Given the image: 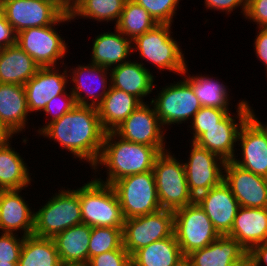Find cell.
I'll use <instances>...</instances> for the list:
<instances>
[{"label": "cell", "mask_w": 267, "mask_h": 266, "mask_svg": "<svg viewBox=\"0 0 267 266\" xmlns=\"http://www.w3.org/2000/svg\"><path fill=\"white\" fill-rule=\"evenodd\" d=\"M105 134L97 107L76 105L38 135L56 141L73 158L86 161L92 168L100 156Z\"/></svg>", "instance_id": "cell-1"}, {"label": "cell", "mask_w": 267, "mask_h": 266, "mask_svg": "<svg viewBox=\"0 0 267 266\" xmlns=\"http://www.w3.org/2000/svg\"><path fill=\"white\" fill-rule=\"evenodd\" d=\"M159 154L155 147L127 141L110 131L106 132L100 156L91 169L95 173L97 168L105 167L106 180L98 178L96 173L94 178L112 185L123 177L152 171Z\"/></svg>", "instance_id": "cell-2"}, {"label": "cell", "mask_w": 267, "mask_h": 266, "mask_svg": "<svg viewBox=\"0 0 267 266\" xmlns=\"http://www.w3.org/2000/svg\"><path fill=\"white\" fill-rule=\"evenodd\" d=\"M171 24H157L132 41V53L139 51L140 63L151 62L159 71L168 70L180 76L188 67L181 46L171 34Z\"/></svg>", "instance_id": "cell-3"}, {"label": "cell", "mask_w": 267, "mask_h": 266, "mask_svg": "<svg viewBox=\"0 0 267 266\" xmlns=\"http://www.w3.org/2000/svg\"><path fill=\"white\" fill-rule=\"evenodd\" d=\"M81 217L84 224L91 227L123 228L125 218L110 184L95 178L79 187Z\"/></svg>", "instance_id": "cell-4"}, {"label": "cell", "mask_w": 267, "mask_h": 266, "mask_svg": "<svg viewBox=\"0 0 267 266\" xmlns=\"http://www.w3.org/2000/svg\"><path fill=\"white\" fill-rule=\"evenodd\" d=\"M60 189L42 208L35 212L34 231L36 237L53 238L58 233L83 223L79 202V188Z\"/></svg>", "instance_id": "cell-5"}, {"label": "cell", "mask_w": 267, "mask_h": 266, "mask_svg": "<svg viewBox=\"0 0 267 266\" xmlns=\"http://www.w3.org/2000/svg\"><path fill=\"white\" fill-rule=\"evenodd\" d=\"M152 171L162 209L175 211L195 201L188 187L183 162L170 151L157 156Z\"/></svg>", "instance_id": "cell-6"}, {"label": "cell", "mask_w": 267, "mask_h": 266, "mask_svg": "<svg viewBox=\"0 0 267 266\" xmlns=\"http://www.w3.org/2000/svg\"><path fill=\"white\" fill-rule=\"evenodd\" d=\"M71 20L70 13L65 12L52 25L24 29L17 33V45L32 57L39 67L59 66L57 64L60 60L63 66L65 63L62 58L68 53V44L61 34H58L55 26Z\"/></svg>", "instance_id": "cell-7"}, {"label": "cell", "mask_w": 267, "mask_h": 266, "mask_svg": "<svg viewBox=\"0 0 267 266\" xmlns=\"http://www.w3.org/2000/svg\"><path fill=\"white\" fill-rule=\"evenodd\" d=\"M111 186L116 192L125 219L162 209L153 171L123 177Z\"/></svg>", "instance_id": "cell-8"}, {"label": "cell", "mask_w": 267, "mask_h": 266, "mask_svg": "<svg viewBox=\"0 0 267 266\" xmlns=\"http://www.w3.org/2000/svg\"><path fill=\"white\" fill-rule=\"evenodd\" d=\"M173 234L184 257L206 247L220 236L196 201L174 211Z\"/></svg>", "instance_id": "cell-9"}, {"label": "cell", "mask_w": 267, "mask_h": 266, "mask_svg": "<svg viewBox=\"0 0 267 266\" xmlns=\"http://www.w3.org/2000/svg\"><path fill=\"white\" fill-rule=\"evenodd\" d=\"M175 83V84H174ZM170 83L162 87L155 98L150 101L156 114L165 128L171 124H182L192 121L194 115L202 107L195 96L192 86L183 78L178 82Z\"/></svg>", "instance_id": "cell-10"}, {"label": "cell", "mask_w": 267, "mask_h": 266, "mask_svg": "<svg viewBox=\"0 0 267 266\" xmlns=\"http://www.w3.org/2000/svg\"><path fill=\"white\" fill-rule=\"evenodd\" d=\"M237 105L236 116L229 112L216 126L207 128L194 141L199 146L218 155L225 162L232 161L236 156L237 148L235 147L240 129L253 113V107L249 106L248 101L239 100ZM236 119L239 121L237 122Z\"/></svg>", "instance_id": "cell-11"}, {"label": "cell", "mask_w": 267, "mask_h": 266, "mask_svg": "<svg viewBox=\"0 0 267 266\" xmlns=\"http://www.w3.org/2000/svg\"><path fill=\"white\" fill-rule=\"evenodd\" d=\"M174 230V211L160 209L154 213L125 219L123 246L132 256L147 245L171 237Z\"/></svg>", "instance_id": "cell-12"}, {"label": "cell", "mask_w": 267, "mask_h": 266, "mask_svg": "<svg viewBox=\"0 0 267 266\" xmlns=\"http://www.w3.org/2000/svg\"><path fill=\"white\" fill-rule=\"evenodd\" d=\"M0 7L16 33L52 25L65 13L57 0H0Z\"/></svg>", "instance_id": "cell-13"}, {"label": "cell", "mask_w": 267, "mask_h": 266, "mask_svg": "<svg viewBox=\"0 0 267 266\" xmlns=\"http://www.w3.org/2000/svg\"><path fill=\"white\" fill-rule=\"evenodd\" d=\"M150 105L142 103L114 132L127 141L155 147L161 153L167 151L164 133L167 129L162 126L151 102Z\"/></svg>", "instance_id": "cell-14"}, {"label": "cell", "mask_w": 267, "mask_h": 266, "mask_svg": "<svg viewBox=\"0 0 267 266\" xmlns=\"http://www.w3.org/2000/svg\"><path fill=\"white\" fill-rule=\"evenodd\" d=\"M190 143L191 152L183 165L189 190L196 198L223 181L225 161L195 142Z\"/></svg>", "instance_id": "cell-15"}, {"label": "cell", "mask_w": 267, "mask_h": 266, "mask_svg": "<svg viewBox=\"0 0 267 266\" xmlns=\"http://www.w3.org/2000/svg\"><path fill=\"white\" fill-rule=\"evenodd\" d=\"M223 181L242 207L267 208V178L246 170L233 161L224 165Z\"/></svg>", "instance_id": "cell-16"}, {"label": "cell", "mask_w": 267, "mask_h": 266, "mask_svg": "<svg viewBox=\"0 0 267 266\" xmlns=\"http://www.w3.org/2000/svg\"><path fill=\"white\" fill-rule=\"evenodd\" d=\"M109 71L91 62L88 65H77L76 68L68 71L69 79L73 81V87L69 91L75 97L77 105L97 107L102 102L111 87Z\"/></svg>", "instance_id": "cell-17"}, {"label": "cell", "mask_w": 267, "mask_h": 266, "mask_svg": "<svg viewBox=\"0 0 267 266\" xmlns=\"http://www.w3.org/2000/svg\"><path fill=\"white\" fill-rule=\"evenodd\" d=\"M237 145L241 147V157L237 158V153L232 161L267 178V131L252 116L241 127Z\"/></svg>", "instance_id": "cell-18"}, {"label": "cell", "mask_w": 267, "mask_h": 266, "mask_svg": "<svg viewBox=\"0 0 267 266\" xmlns=\"http://www.w3.org/2000/svg\"><path fill=\"white\" fill-rule=\"evenodd\" d=\"M195 201L210 218L220 235H227L231 231L240 205L224 181L199 194Z\"/></svg>", "instance_id": "cell-19"}, {"label": "cell", "mask_w": 267, "mask_h": 266, "mask_svg": "<svg viewBox=\"0 0 267 266\" xmlns=\"http://www.w3.org/2000/svg\"><path fill=\"white\" fill-rule=\"evenodd\" d=\"M68 67H40L24 85L29 113L42 112L46 104L55 96L66 92L69 85ZM60 71V72H59Z\"/></svg>", "instance_id": "cell-20"}, {"label": "cell", "mask_w": 267, "mask_h": 266, "mask_svg": "<svg viewBox=\"0 0 267 266\" xmlns=\"http://www.w3.org/2000/svg\"><path fill=\"white\" fill-rule=\"evenodd\" d=\"M21 191L0 190V231H20L26 237L33 234L35 212L20 194Z\"/></svg>", "instance_id": "cell-21"}, {"label": "cell", "mask_w": 267, "mask_h": 266, "mask_svg": "<svg viewBox=\"0 0 267 266\" xmlns=\"http://www.w3.org/2000/svg\"><path fill=\"white\" fill-rule=\"evenodd\" d=\"M227 236L234 238L247 252L267 242V208L240 206Z\"/></svg>", "instance_id": "cell-22"}, {"label": "cell", "mask_w": 267, "mask_h": 266, "mask_svg": "<svg viewBox=\"0 0 267 266\" xmlns=\"http://www.w3.org/2000/svg\"><path fill=\"white\" fill-rule=\"evenodd\" d=\"M110 70L111 86L131 94L142 103L152 90H155V77L145 65L135 61H128Z\"/></svg>", "instance_id": "cell-23"}, {"label": "cell", "mask_w": 267, "mask_h": 266, "mask_svg": "<svg viewBox=\"0 0 267 266\" xmlns=\"http://www.w3.org/2000/svg\"><path fill=\"white\" fill-rule=\"evenodd\" d=\"M114 28V32H103L96 36L92 43V58L89 62L111 69L130 61L132 41Z\"/></svg>", "instance_id": "cell-24"}, {"label": "cell", "mask_w": 267, "mask_h": 266, "mask_svg": "<svg viewBox=\"0 0 267 266\" xmlns=\"http://www.w3.org/2000/svg\"><path fill=\"white\" fill-rule=\"evenodd\" d=\"M248 252L232 237L220 235L215 241L188 254L193 266H231Z\"/></svg>", "instance_id": "cell-25"}, {"label": "cell", "mask_w": 267, "mask_h": 266, "mask_svg": "<svg viewBox=\"0 0 267 266\" xmlns=\"http://www.w3.org/2000/svg\"><path fill=\"white\" fill-rule=\"evenodd\" d=\"M28 113L24 86L0 83V119L14 135L25 131Z\"/></svg>", "instance_id": "cell-26"}, {"label": "cell", "mask_w": 267, "mask_h": 266, "mask_svg": "<svg viewBox=\"0 0 267 266\" xmlns=\"http://www.w3.org/2000/svg\"><path fill=\"white\" fill-rule=\"evenodd\" d=\"M91 229V226L81 223L52 238L61 263L87 265Z\"/></svg>", "instance_id": "cell-27"}, {"label": "cell", "mask_w": 267, "mask_h": 266, "mask_svg": "<svg viewBox=\"0 0 267 266\" xmlns=\"http://www.w3.org/2000/svg\"><path fill=\"white\" fill-rule=\"evenodd\" d=\"M39 68L17 44L0 49V83L24 86Z\"/></svg>", "instance_id": "cell-28"}, {"label": "cell", "mask_w": 267, "mask_h": 266, "mask_svg": "<svg viewBox=\"0 0 267 266\" xmlns=\"http://www.w3.org/2000/svg\"><path fill=\"white\" fill-rule=\"evenodd\" d=\"M141 104L135 96L111 86L97 106L103 129L106 132L114 131Z\"/></svg>", "instance_id": "cell-29"}, {"label": "cell", "mask_w": 267, "mask_h": 266, "mask_svg": "<svg viewBox=\"0 0 267 266\" xmlns=\"http://www.w3.org/2000/svg\"><path fill=\"white\" fill-rule=\"evenodd\" d=\"M28 165L11 141L0 145V190H24L32 179Z\"/></svg>", "instance_id": "cell-30"}, {"label": "cell", "mask_w": 267, "mask_h": 266, "mask_svg": "<svg viewBox=\"0 0 267 266\" xmlns=\"http://www.w3.org/2000/svg\"><path fill=\"white\" fill-rule=\"evenodd\" d=\"M183 258L173 234L137 250L131 256V266H177Z\"/></svg>", "instance_id": "cell-31"}, {"label": "cell", "mask_w": 267, "mask_h": 266, "mask_svg": "<svg viewBox=\"0 0 267 266\" xmlns=\"http://www.w3.org/2000/svg\"><path fill=\"white\" fill-rule=\"evenodd\" d=\"M188 74V68L182 74L184 78L191 86L195 96L200 101V104L205 107L220 108L223 110H229L230 97L227 91L228 86L220 82L219 79L210 78L209 75H194ZM218 80V81H217Z\"/></svg>", "instance_id": "cell-32"}, {"label": "cell", "mask_w": 267, "mask_h": 266, "mask_svg": "<svg viewBox=\"0 0 267 266\" xmlns=\"http://www.w3.org/2000/svg\"><path fill=\"white\" fill-rule=\"evenodd\" d=\"M61 260L52 238L24 237L18 266H60Z\"/></svg>", "instance_id": "cell-33"}, {"label": "cell", "mask_w": 267, "mask_h": 266, "mask_svg": "<svg viewBox=\"0 0 267 266\" xmlns=\"http://www.w3.org/2000/svg\"><path fill=\"white\" fill-rule=\"evenodd\" d=\"M158 23L134 0H126L116 27L125 37L133 41L154 28Z\"/></svg>", "instance_id": "cell-34"}, {"label": "cell", "mask_w": 267, "mask_h": 266, "mask_svg": "<svg viewBox=\"0 0 267 266\" xmlns=\"http://www.w3.org/2000/svg\"><path fill=\"white\" fill-rule=\"evenodd\" d=\"M126 0H83L71 12V19H94L98 22L115 21L120 19Z\"/></svg>", "instance_id": "cell-35"}, {"label": "cell", "mask_w": 267, "mask_h": 266, "mask_svg": "<svg viewBox=\"0 0 267 266\" xmlns=\"http://www.w3.org/2000/svg\"><path fill=\"white\" fill-rule=\"evenodd\" d=\"M116 249H125L123 246V228L92 227L88 261L98 254Z\"/></svg>", "instance_id": "cell-36"}, {"label": "cell", "mask_w": 267, "mask_h": 266, "mask_svg": "<svg viewBox=\"0 0 267 266\" xmlns=\"http://www.w3.org/2000/svg\"><path fill=\"white\" fill-rule=\"evenodd\" d=\"M230 111L220 108L202 106L194 115L189 128L194 142L207 128L216 126Z\"/></svg>", "instance_id": "cell-37"}, {"label": "cell", "mask_w": 267, "mask_h": 266, "mask_svg": "<svg viewBox=\"0 0 267 266\" xmlns=\"http://www.w3.org/2000/svg\"><path fill=\"white\" fill-rule=\"evenodd\" d=\"M142 6L158 24H171L181 0H134ZM178 6V7H177Z\"/></svg>", "instance_id": "cell-38"}, {"label": "cell", "mask_w": 267, "mask_h": 266, "mask_svg": "<svg viewBox=\"0 0 267 266\" xmlns=\"http://www.w3.org/2000/svg\"><path fill=\"white\" fill-rule=\"evenodd\" d=\"M67 93L68 90L63 94L55 96L46 104L43 112H45L46 116H50L49 118L51 119L48 123H45L41 128L36 130L37 133H40L49 123L58 120L77 105L75 97L72 95V93Z\"/></svg>", "instance_id": "cell-39"}, {"label": "cell", "mask_w": 267, "mask_h": 266, "mask_svg": "<svg viewBox=\"0 0 267 266\" xmlns=\"http://www.w3.org/2000/svg\"><path fill=\"white\" fill-rule=\"evenodd\" d=\"M0 262L18 263L24 237L17 233L0 232Z\"/></svg>", "instance_id": "cell-40"}, {"label": "cell", "mask_w": 267, "mask_h": 266, "mask_svg": "<svg viewBox=\"0 0 267 266\" xmlns=\"http://www.w3.org/2000/svg\"><path fill=\"white\" fill-rule=\"evenodd\" d=\"M86 266H131V256L125 249L111 250L90 258Z\"/></svg>", "instance_id": "cell-41"}, {"label": "cell", "mask_w": 267, "mask_h": 266, "mask_svg": "<svg viewBox=\"0 0 267 266\" xmlns=\"http://www.w3.org/2000/svg\"><path fill=\"white\" fill-rule=\"evenodd\" d=\"M244 17L256 23L257 28H267V0H247Z\"/></svg>", "instance_id": "cell-42"}, {"label": "cell", "mask_w": 267, "mask_h": 266, "mask_svg": "<svg viewBox=\"0 0 267 266\" xmlns=\"http://www.w3.org/2000/svg\"><path fill=\"white\" fill-rule=\"evenodd\" d=\"M204 6L208 10H217L230 14L238 7L241 8V12L244 16L247 10V0H204Z\"/></svg>", "instance_id": "cell-43"}, {"label": "cell", "mask_w": 267, "mask_h": 266, "mask_svg": "<svg viewBox=\"0 0 267 266\" xmlns=\"http://www.w3.org/2000/svg\"><path fill=\"white\" fill-rule=\"evenodd\" d=\"M17 44V33L0 7V49Z\"/></svg>", "instance_id": "cell-44"}, {"label": "cell", "mask_w": 267, "mask_h": 266, "mask_svg": "<svg viewBox=\"0 0 267 266\" xmlns=\"http://www.w3.org/2000/svg\"><path fill=\"white\" fill-rule=\"evenodd\" d=\"M256 38L254 40L255 55L258 60L266 66L267 73V28H258ZM267 76V75H266Z\"/></svg>", "instance_id": "cell-45"}, {"label": "cell", "mask_w": 267, "mask_h": 266, "mask_svg": "<svg viewBox=\"0 0 267 266\" xmlns=\"http://www.w3.org/2000/svg\"><path fill=\"white\" fill-rule=\"evenodd\" d=\"M248 255L251 258L253 266H267V242L253 246L248 251Z\"/></svg>", "instance_id": "cell-46"}, {"label": "cell", "mask_w": 267, "mask_h": 266, "mask_svg": "<svg viewBox=\"0 0 267 266\" xmlns=\"http://www.w3.org/2000/svg\"><path fill=\"white\" fill-rule=\"evenodd\" d=\"M14 134L5 126L0 119V145L9 142Z\"/></svg>", "instance_id": "cell-47"}, {"label": "cell", "mask_w": 267, "mask_h": 266, "mask_svg": "<svg viewBox=\"0 0 267 266\" xmlns=\"http://www.w3.org/2000/svg\"><path fill=\"white\" fill-rule=\"evenodd\" d=\"M83 0H63V10L70 13Z\"/></svg>", "instance_id": "cell-48"}, {"label": "cell", "mask_w": 267, "mask_h": 266, "mask_svg": "<svg viewBox=\"0 0 267 266\" xmlns=\"http://www.w3.org/2000/svg\"><path fill=\"white\" fill-rule=\"evenodd\" d=\"M231 266H253V265L250 256L247 254L243 259L232 264Z\"/></svg>", "instance_id": "cell-49"}, {"label": "cell", "mask_w": 267, "mask_h": 266, "mask_svg": "<svg viewBox=\"0 0 267 266\" xmlns=\"http://www.w3.org/2000/svg\"><path fill=\"white\" fill-rule=\"evenodd\" d=\"M252 117L267 131V123L263 124L258 118L256 117L255 111L253 110Z\"/></svg>", "instance_id": "cell-50"}, {"label": "cell", "mask_w": 267, "mask_h": 266, "mask_svg": "<svg viewBox=\"0 0 267 266\" xmlns=\"http://www.w3.org/2000/svg\"><path fill=\"white\" fill-rule=\"evenodd\" d=\"M177 266H193L189 260L185 257Z\"/></svg>", "instance_id": "cell-51"}, {"label": "cell", "mask_w": 267, "mask_h": 266, "mask_svg": "<svg viewBox=\"0 0 267 266\" xmlns=\"http://www.w3.org/2000/svg\"><path fill=\"white\" fill-rule=\"evenodd\" d=\"M0 266H18V263L0 262Z\"/></svg>", "instance_id": "cell-52"}, {"label": "cell", "mask_w": 267, "mask_h": 266, "mask_svg": "<svg viewBox=\"0 0 267 266\" xmlns=\"http://www.w3.org/2000/svg\"><path fill=\"white\" fill-rule=\"evenodd\" d=\"M60 266H84L81 264L61 263Z\"/></svg>", "instance_id": "cell-53"}]
</instances>
